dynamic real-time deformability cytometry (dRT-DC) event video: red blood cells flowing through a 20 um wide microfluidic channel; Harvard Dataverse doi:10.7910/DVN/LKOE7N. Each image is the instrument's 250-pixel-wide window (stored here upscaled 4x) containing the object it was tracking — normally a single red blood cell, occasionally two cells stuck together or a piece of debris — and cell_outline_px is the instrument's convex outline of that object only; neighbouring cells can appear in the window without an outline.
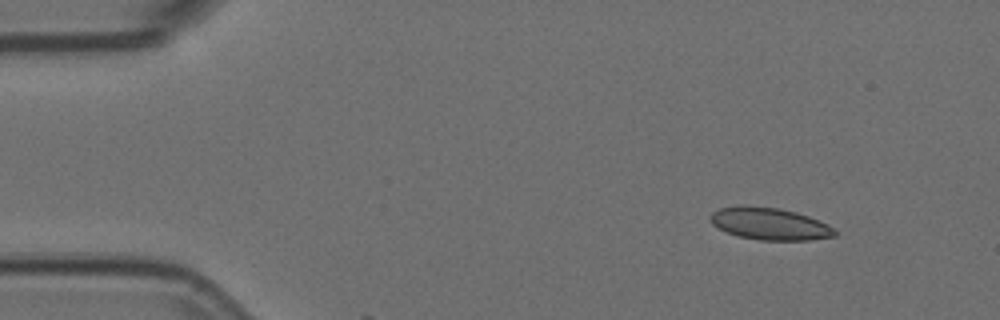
{"species": "Egyptian fruit bat (a non-hibernating species)", "species_latin": "Rousettus aegyptiacus", "temperature_condition": "room temperature", "stored_images_in_passage": 5, "camera_frame_rate_fps": 3000, "um_per_image_px": 0.085, "animal": {"sex": "female"}, "frame": {"image": 1, "passage_image": 2, "time_ms": 0.333, "image_size_px": [1000, 320], "cell_outline_px": [[836, 236], [812, 240], [760, 240], [740, 236], [728, 232], [712, 224], [708, 220], [708, 216], [712, 212], [720, 208], [744, 204], [780, 208], [796, 212], [808, 216], [828, 224], [836, 232]], "centroid_in_image_um": [65.4, 19.0], "position_along_channel_um": 19.6, "area_um2": 23.47}}
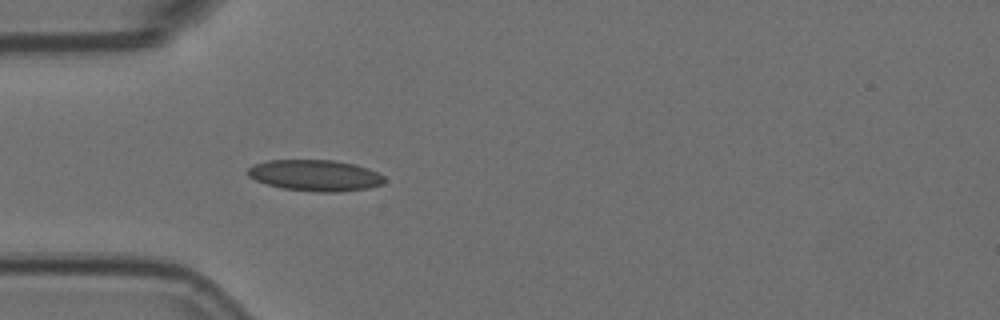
{"frame": {"image": 2, "passage_image": 5, "time_ms": 1.333, "image_size_px": [1000, 320], "cell_outline_px": [[384, 184], [368, 188], [336, 192], [316, 192], [284, 188], [268, 184], [256, 180], [248, 176], [248, 168], [252, 164], [268, 160], [332, 160], [356, 164], [368, 168], [384, 176]], "centroid_in_image_um": [26.8, 14.9], "position_along_channel_um": 58.2, "area_um2": 24.8}}